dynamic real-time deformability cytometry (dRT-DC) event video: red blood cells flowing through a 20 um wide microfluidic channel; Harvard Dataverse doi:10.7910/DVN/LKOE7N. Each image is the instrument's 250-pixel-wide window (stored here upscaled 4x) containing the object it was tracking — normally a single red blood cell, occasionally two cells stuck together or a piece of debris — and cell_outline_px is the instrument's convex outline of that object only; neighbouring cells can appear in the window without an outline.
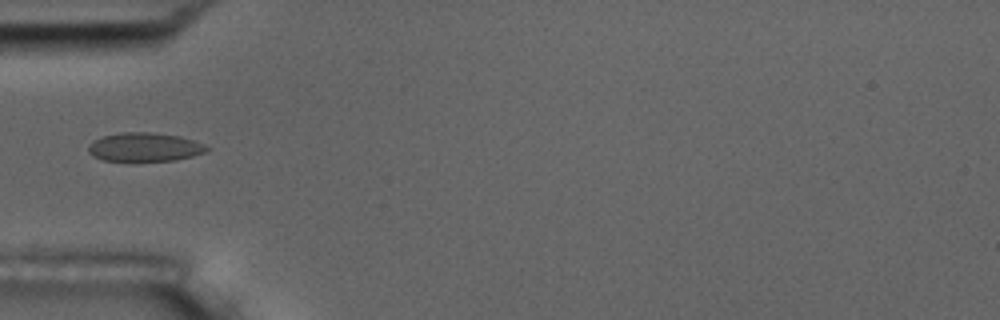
{"species": "common noctule bat (a hibernating species)", "species_latin": "Nyctalus noctula", "temperature_condition": "room temperature", "stored_images_in_passage": 4, "camera_frame_rate_fps": 3000, "um_per_image_px": 0.085, "animal": {"sex": "male", "body_mass_g": 17.5, "forearm_length_mm": 52.3}, "frame": {"image": 1, "passage_image": 1, "time_ms": 0.0, "image_size_px": [1000, 320], "cell_outline_px": [[212, 148], [204, 152], [192, 156], [176, 160], [104, 160], [92, 156], [88, 152], [88, 144], [92, 140], [104, 136], [120, 132], [152, 132], [180, 136], [204, 144]], "centroid_in_image_um": [12.28, 12.49], "position_along_channel_um": 72.7, "area_um2": 19.77}}
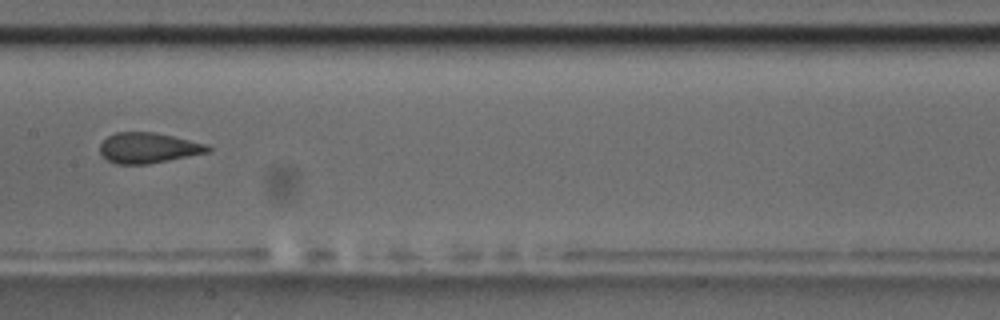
{"frame": {"image": 2, "passage_image": 4, "time_ms": 3.333, "image_size_px": [1000, 320], "cell_outline_px": [[212, 148], [208, 152], [148, 164], [116, 164], [108, 160], [100, 152], [100, 144], [108, 136], [116, 132], [152, 132], [172, 136], [208, 144]], "centroid_in_image_um": [12.6, 12.57], "position_along_channel_um": 194.8, "area_um2": 18.96}}